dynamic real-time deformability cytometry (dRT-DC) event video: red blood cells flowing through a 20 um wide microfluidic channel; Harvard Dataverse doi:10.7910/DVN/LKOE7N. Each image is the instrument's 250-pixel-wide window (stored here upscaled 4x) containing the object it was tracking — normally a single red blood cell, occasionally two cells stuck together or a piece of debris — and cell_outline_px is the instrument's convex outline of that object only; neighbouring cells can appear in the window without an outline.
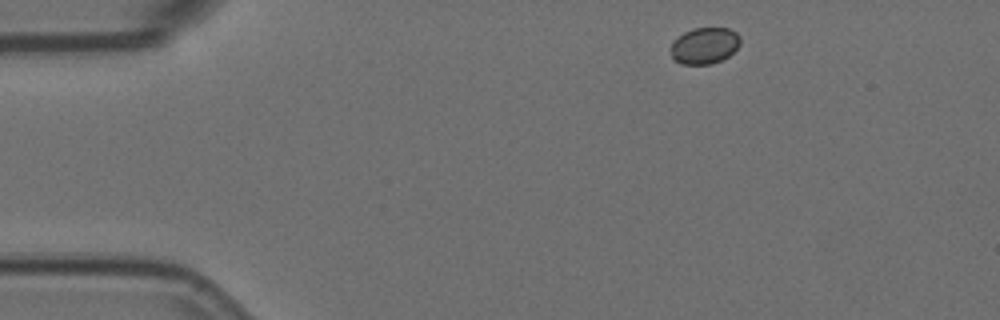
{"species": "Egyptian fruit bat (a non-hibernating species)", "species_latin": "Rousettus aegyptiacus", "temperature_condition": "room temperature", "stored_images_in_passage": 3, "camera_frame_rate_fps": 3000, "um_per_image_px": 0.085, "animal": {"sex": "female"}, "frame": {"image": 1, "passage_image": 1, "time_ms": 0.0, "image_size_px": [1000, 320], "cell_outline_px": [[740, 44], [728, 56], [712, 64], [680, 64], [672, 60], [668, 48], [672, 40], [684, 32], [692, 28], [728, 28], [736, 32], [740, 36]], "centroid_in_image_um": [59.81, 3.88], "position_along_channel_um": 25.2, "area_um2": 15.09}}